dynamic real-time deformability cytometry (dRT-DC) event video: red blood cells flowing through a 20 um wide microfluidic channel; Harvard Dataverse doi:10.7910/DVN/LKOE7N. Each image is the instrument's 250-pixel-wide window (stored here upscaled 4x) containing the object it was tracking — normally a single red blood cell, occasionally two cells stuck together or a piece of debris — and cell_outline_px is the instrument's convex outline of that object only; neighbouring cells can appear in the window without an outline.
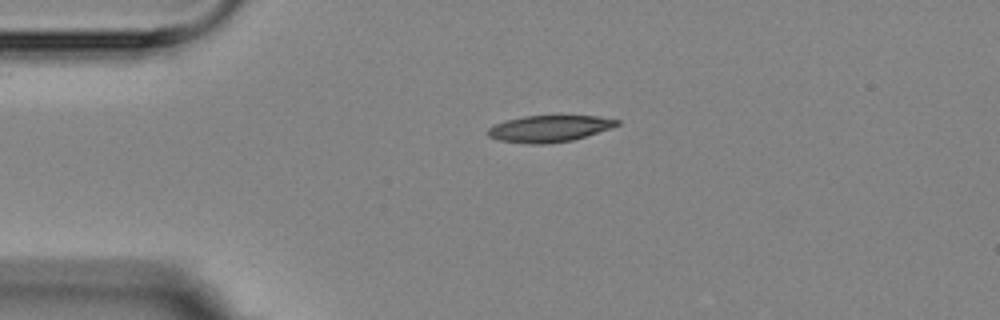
{"species": "Egyptian fruit bat (a non-hibernating species)", "species_latin": "Rousettus aegyptiacus", "temperature_condition": "room temperature", "stored_images_in_passage": 1, "camera_frame_rate_fps": 3000, "um_per_image_px": 0.085, "animal": {"sex": "female"}, "frame": {"image": 1, "passage_image": 1, "time_ms": 0.0, "image_size_px": [1000, 320], "cell_outline_px": [[620, 124], [572, 140], [548, 144], [532, 144], [500, 140], [488, 136], [488, 128], [492, 124], [504, 120], [524, 116], [596, 116], [620, 120]], "centroid_in_image_um": [46.62, 10.92], "position_along_channel_um": 38.4, "area_um2": 19.77}}